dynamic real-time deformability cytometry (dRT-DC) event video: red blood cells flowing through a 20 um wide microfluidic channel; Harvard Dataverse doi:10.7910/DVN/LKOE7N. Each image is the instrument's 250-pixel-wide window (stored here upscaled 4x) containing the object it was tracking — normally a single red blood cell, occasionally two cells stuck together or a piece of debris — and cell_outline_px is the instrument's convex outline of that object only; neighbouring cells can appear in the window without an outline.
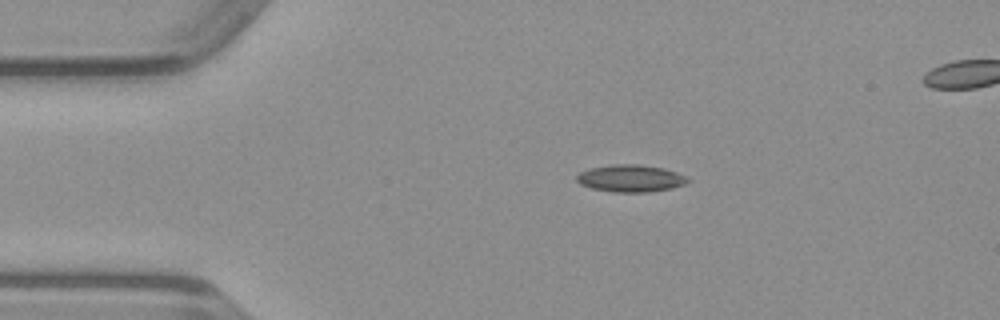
{"species": "common noctule bat (a hibernating species)", "species_latin": "Nyctalus noctula", "temperature_condition": "warm", "stored_images_in_passage": 47, "camera_frame_rate_fps": 3000, "um_per_image_px": 0.085, "animal": {"sex": "male", "body_mass_g": 23.1, "forearm_length_mm": 52.7}, "frame": {"image": 1, "passage_image": 9, "time_ms": 2.667, "image_size_px": [1000, 320], "cell_outline_px": [[692, 180], [684, 184], [672, 188], [648, 192], [612, 192], [592, 188], [580, 184], [576, 180], [576, 176], [580, 172], [588, 168], [612, 164], [640, 164], [664, 168], [688, 176]], "centroid_in_image_um": [53.61, 15.15], "position_along_channel_um": 31.4, "area_um2": 17.8}}
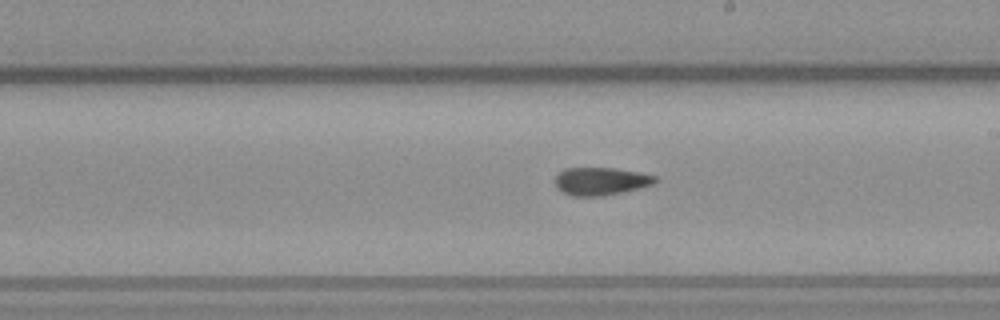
{"frame": {"image": 2, "passage_image": 27, "time_ms": 8.667, "image_size_px": [1000, 320], "cell_outline_px": [[660, 180], [652, 184], [604, 196], [572, 196], [556, 188], [556, 176], [564, 168], [612, 168], [640, 172], [656, 176]], "centroid_in_image_um": [51.06, 15.4], "position_along_channel_um": 237.9, "area_um2": 16.07}}
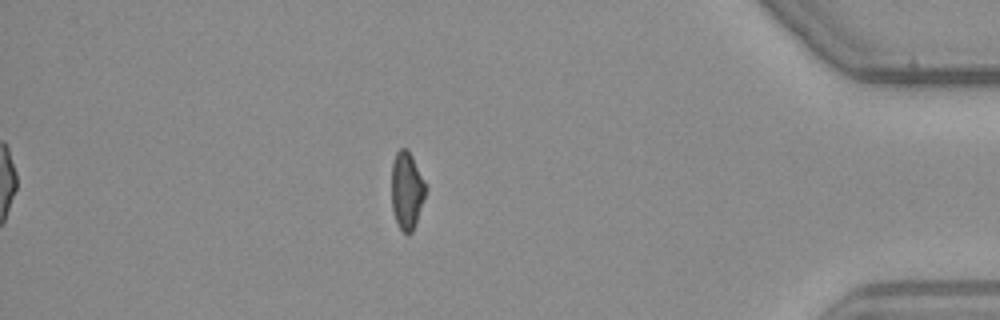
{"frame": {"image": 3, "passage_image": 42, "time_ms": 13.667, "image_size_px": [1000, 320], "cell_outline_px": [[428, 188], [416, 224], [412, 232], [408, 236], [400, 228], [396, 220], [392, 208], [392, 164], [396, 152], [400, 148], [408, 148], [428, 184]], "centroid_in_image_um": [34.62, 16.16], "position_along_channel_um": 400.6, "area_um2": 15.84}}